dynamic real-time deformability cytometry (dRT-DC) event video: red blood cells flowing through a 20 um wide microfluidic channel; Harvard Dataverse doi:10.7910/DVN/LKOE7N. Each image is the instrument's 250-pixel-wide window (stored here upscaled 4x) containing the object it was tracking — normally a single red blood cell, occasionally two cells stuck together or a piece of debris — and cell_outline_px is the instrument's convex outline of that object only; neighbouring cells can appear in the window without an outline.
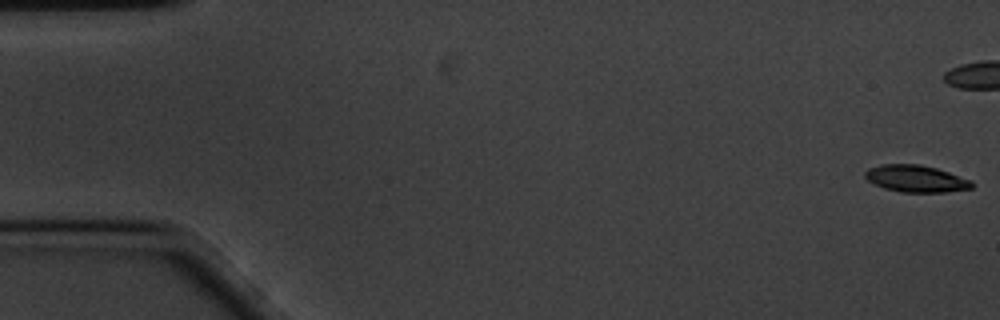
{"species": "common noctule bat (a hibernating species)", "species_latin": "Nyctalus noctula", "temperature_condition": "cold", "stored_images_in_passage": 60, "camera_frame_rate_fps": 3000, "um_per_image_px": 0.085, "animal": {"sex": "male", "body_mass_g": 20.1, "forearm_length_mm": 53.5}, "frame": {"image": 1, "passage_image": 1, "time_ms": 0.0, "image_size_px": [1000, 320], "cell_outline_px": [[972, 188], [944, 192], [900, 192], [884, 188], [872, 184], [864, 176], [864, 172], [868, 168], [884, 164], [920, 164], [936, 168], [972, 180]], "centroid_in_image_um": [77.82, 15.18], "position_along_channel_um": 7.2, "area_um2": 16.76}}
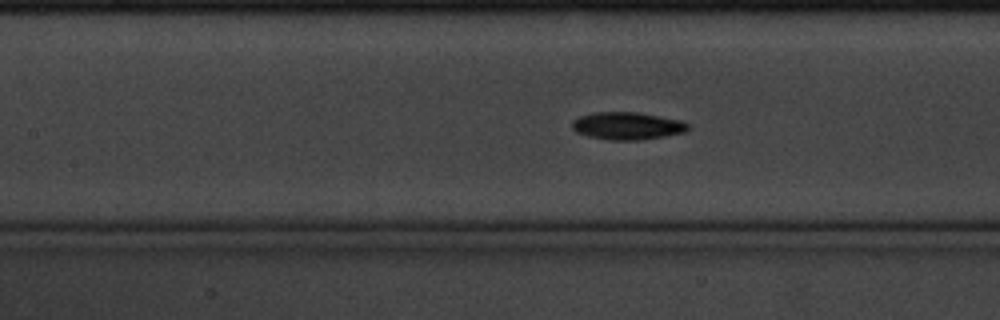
{"frame": {"image": 2, "passage_image": 26, "time_ms": 8.333, "image_size_px": [1000, 320], "cell_outline_px": [[692, 128], [684, 132], [664, 136], [640, 140], [612, 140], [588, 136], [576, 132], [572, 128], [572, 120], [580, 116], [596, 112], [640, 112], [680, 120], [688, 124]], "centroid_in_image_um": [53.33, 10.69], "position_along_channel_um": 154.1, "area_um2": 18.61}}
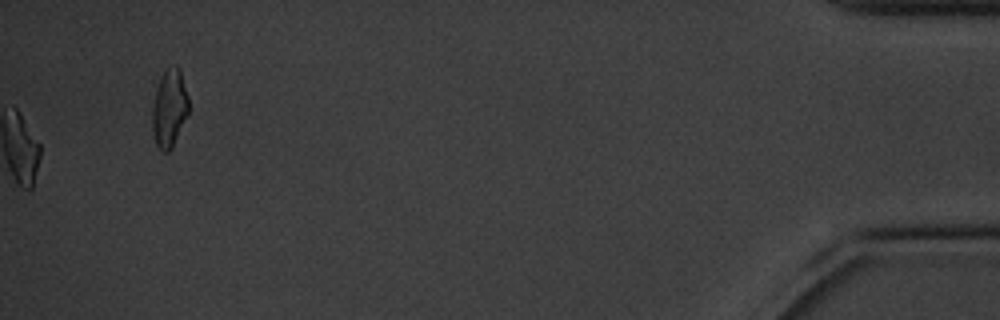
{"frame": {"image": 3, "passage_image": 60, "time_ms": 19.667, "image_size_px": [1000, 320], "cell_outline_px": [[188, 112], [172, 148], [168, 152], [164, 152], [156, 144], [152, 132], [152, 108], [156, 88], [164, 72], [168, 68], [176, 64], [180, 68], [188, 96]], "centroid_in_image_um": [14.39, 9.2], "position_along_channel_um": 420.8, "area_um2": 16.36}, "authors_computed_cell_mechanics": {"area_um2": 17.34, "velocity_mm_per_s": 3.3789, "shape_relaxation_time_tau1_ms": 3.1274, "shape_relaxation_time_tau2_ms": null, "deformation_change_tau1": 0.1337, "deformation_change_tau2": null}}